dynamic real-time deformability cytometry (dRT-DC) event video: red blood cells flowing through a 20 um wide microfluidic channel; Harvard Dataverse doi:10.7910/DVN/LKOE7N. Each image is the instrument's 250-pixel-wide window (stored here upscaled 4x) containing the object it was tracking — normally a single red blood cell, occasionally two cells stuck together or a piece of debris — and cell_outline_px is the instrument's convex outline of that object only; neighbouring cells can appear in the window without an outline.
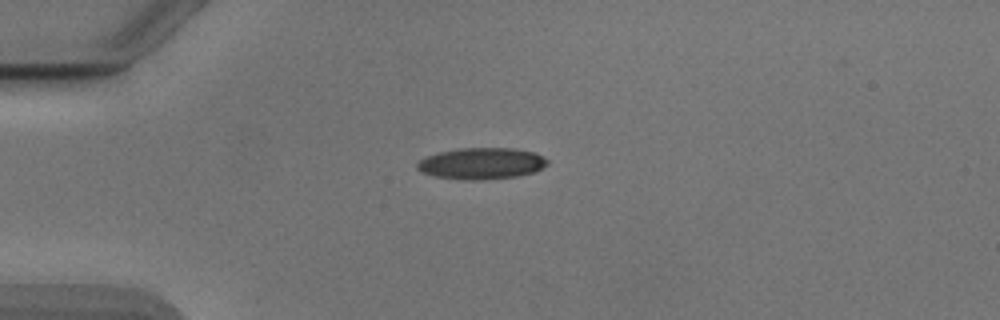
{"species": "Egyptian fruit bat (a non-hibernating species)", "species_latin": "Rousettus aegyptiacus", "temperature_condition": "cold", "stored_images_in_passage": 40, "camera_frame_rate_fps": 3000, "um_per_image_px": 0.085, "animal": {"sex": "male"}, "frame": {"image": 1, "passage_image": 1, "time_ms": 0.0, "image_size_px": [1000, 320], "cell_outline_px": [[548, 164], [536, 172], [520, 176], [484, 180], [464, 180], [432, 176], [420, 172], [416, 168], [416, 164], [424, 156], [440, 152], [460, 148], [512, 148], [536, 152], [548, 160]], "centroid_in_image_um": [40.93, 13.9], "position_along_channel_um": 44.1, "area_um2": 24.28}}
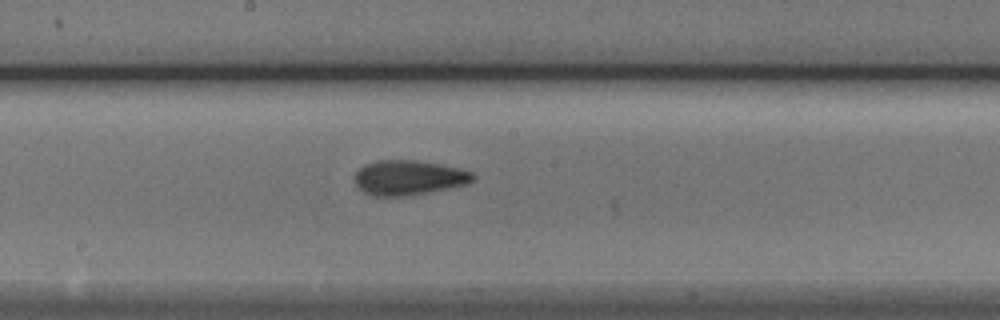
{"frame": {"image": 2, "passage_image": 16, "time_ms": 5.0, "image_size_px": [1000, 320], "cell_outline_px": [[476, 180], [468, 184], [404, 196], [372, 196], [364, 192], [356, 184], [356, 172], [364, 164], [376, 160], [416, 160], [456, 168], [472, 172], [476, 176]], "centroid_in_image_um": [34.73, 15.1], "position_along_channel_um": 213.5, "area_um2": 23.7}}
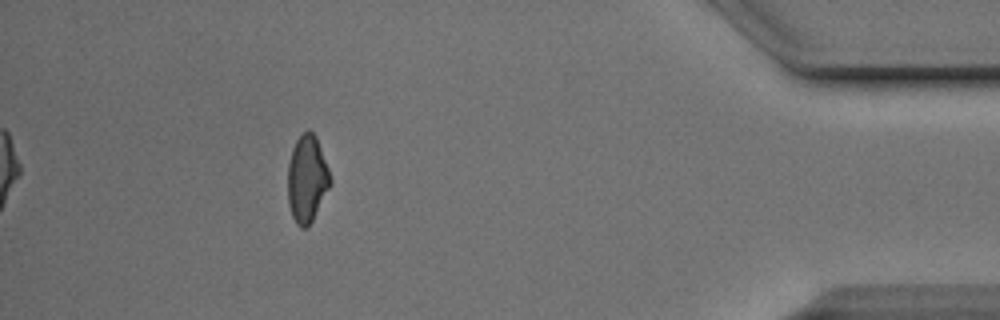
{"frame": {"image": 3, "passage_image": 35, "time_ms": 11.333, "image_size_px": [1000, 320], "cell_outline_px": [[332, 184], [308, 228], [300, 228], [296, 224], [292, 216], [288, 204], [288, 164], [292, 148], [296, 140], [308, 128], [316, 136], [328, 168], [332, 180]], "centroid_in_image_um": [26.1, 15.23], "position_along_channel_um": 409.1, "area_um2": 21.73}, "authors_computed_cell_mechanics": {"area_um2": 22.831, "velocity_mm_per_s": 3.9056, "shape_relaxation_time_tau1_ms": 3.8874, "shape_relaxation_time_tau2_ms": 2.3316, "deformation_change_tau1": 0.1341, "deformation_change_tau2": 0.0932}}